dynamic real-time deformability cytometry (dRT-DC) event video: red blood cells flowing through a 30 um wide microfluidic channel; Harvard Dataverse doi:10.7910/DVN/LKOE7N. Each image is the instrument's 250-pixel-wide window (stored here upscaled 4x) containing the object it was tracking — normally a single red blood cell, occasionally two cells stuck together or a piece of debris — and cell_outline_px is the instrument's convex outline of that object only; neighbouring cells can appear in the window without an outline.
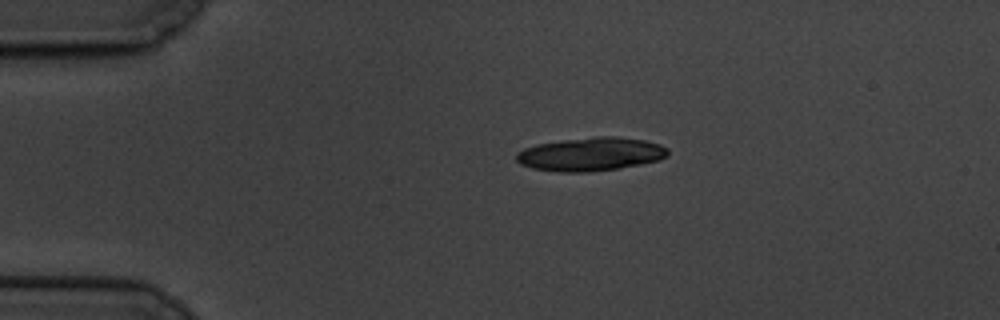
{"species": "common noctule bat (a hibernating species)", "species_latin": "Nyctalus noctula", "temperature_condition": "cold", "stored_images_in_passage": 9, "segment_of_instrument_passage": [1, 2], "camera_frame_rate_fps": 3000, "um_per_image_px": 0.085, "animal": {"sex": "male", "body_mass_g": 19.5, "forearm_length_mm": 54.6}, "frame": {"image": 1, "passage_image": 1, "time_ms": 0.0, "image_size_px": [1000, 320], "cell_outline_px": [[668, 156], [660, 160], [640, 164], [616, 168], [588, 172], [560, 172], [532, 168], [520, 164], [516, 160], [516, 152], [524, 148], [536, 144], [560, 140], [596, 136], [612, 136], [644, 140], [660, 144], [668, 148]], "centroid_in_image_um": [50.19, 13.09], "position_along_channel_um": 34.8, "area_um2": 29.65}}